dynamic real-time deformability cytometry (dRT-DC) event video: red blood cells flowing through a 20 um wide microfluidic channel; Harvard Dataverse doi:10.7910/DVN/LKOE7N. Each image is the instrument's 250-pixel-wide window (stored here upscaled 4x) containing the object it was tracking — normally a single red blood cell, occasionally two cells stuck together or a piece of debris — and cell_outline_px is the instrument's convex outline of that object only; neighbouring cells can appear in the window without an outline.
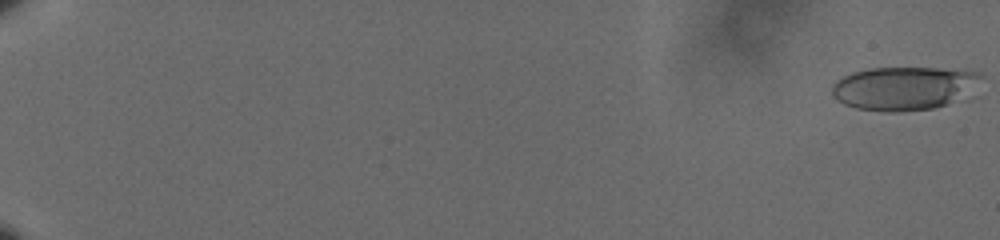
{"species": "human", "species_latin": "Homo sapiens", "temperature_condition": "cold", "stored_images_in_passage": 61, "camera_frame_rate_fps": 3000, "um_per_image_px": 0.085, "donor": {"sex": "male"}, "frame": {"image": 1, "passage_image": 1, "time_ms": 0.0, "image_size_px": [1000, 240], "cell_outline_px": [[984, 76], [944, 104], [932, 108], [896, 112], [884, 112], [856, 108], [844, 104], [832, 96], [832, 84], [836, 80], [852, 72], [872, 68], [936, 68], [980, 72]], "centroid_in_image_um": [76.65, 7.49], "position_along_channel_um": 8.4, "area_um2": 36.53}}
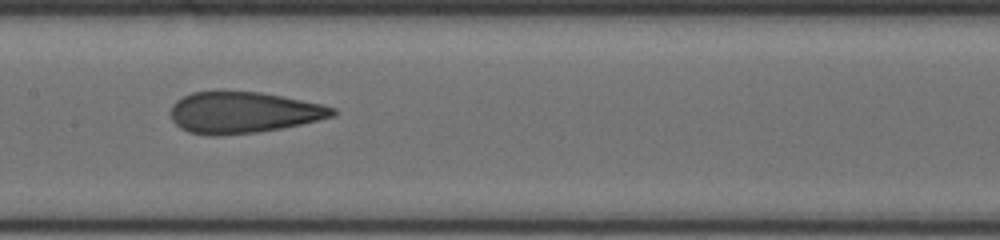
{"frame": {"image": 2, "passage_image": 35, "time_ms": 11.333, "image_size_px": [1000, 240], "cell_outline_px": [[336, 112], [332, 116], [300, 124], [280, 128], [256, 132], [212, 136], [188, 132], [180, 128], [172, 120], [172, 104], [176, 100], [192, 92], [260, 92], [324, 104], [336, 108]], "centroid_in_image_um": [20.67, 9.56], "position_along_channel_um": 186.7, "area_um2": 38.55}}
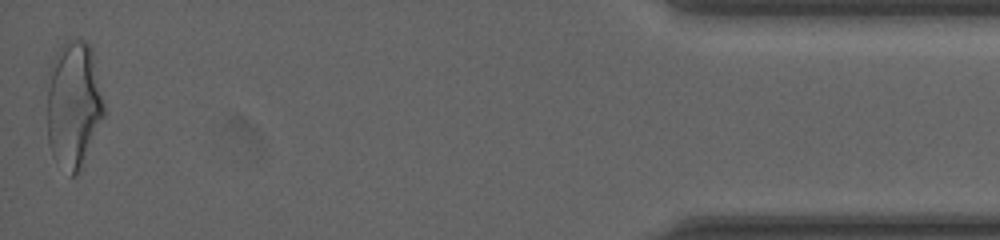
{"frame": {"image": 3, "passage_image": 61, "time_ms": 20.0, "image_size_px": [1000, 240], "cell_outline_px": [[104, 116], [80, 168], [76, 176], [72, 176], [52, 156], [48, 140], [48, 68], [56, 52], [64, 40], [76, 36], [84, 40], [92, 48], [104, 104]], "centroid_in_image_um": [6.24, 8.79], "position_along_channel_um": 429.0, "area_um2": 42.19}, "authors_computed_cell_mechanics": {"area_um2": 38.5526, "velocity_mm_per_s": 3.6081, "shape_relaxation_time_tau1_ms": null, "shape_relaxation_time_tau2_ms": 1.3301, "deformation_change_tau1": null, "deformation_change_tau2": 0.1044}}